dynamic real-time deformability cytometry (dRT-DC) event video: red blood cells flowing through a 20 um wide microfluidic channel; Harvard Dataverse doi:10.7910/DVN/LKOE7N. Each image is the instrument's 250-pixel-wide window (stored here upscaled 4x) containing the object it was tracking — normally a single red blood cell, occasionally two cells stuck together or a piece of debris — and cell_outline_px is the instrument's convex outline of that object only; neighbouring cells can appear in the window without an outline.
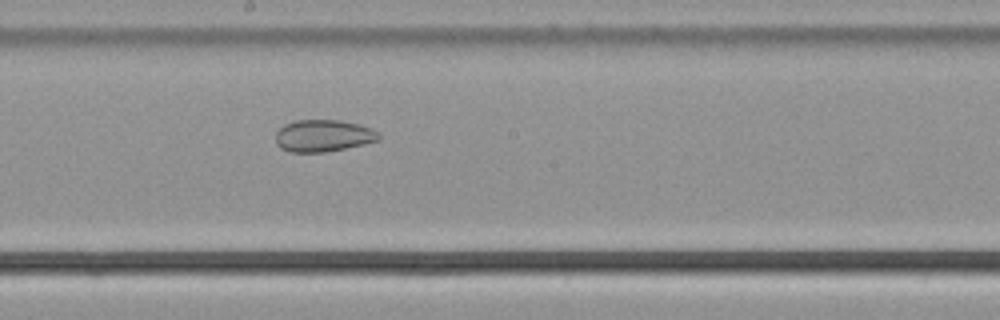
{"species": "common noctule bat (a hibernating species)", "species_latin": "Nyctalus noctula", "temperature_condition": "cold", "stored_images_in_passage": 48, "camera_frame_rate_fps": 3000, "um_per_image_px": 0.085, "animal": {"sex": "male", "body_mass_g": 21.5, "forearm_length_mm": 52.0}, "frame": {"image": 1, "passage_image": 28, "time_ms": 9.0, "image_size_px": [1000, 320], "cell_outline_px": [[380, 140], [364, 144], [324, 152], [288, 152], [280, 148], [276, 144], [276, 132], [284, 124], [296, 120], [340, 120], [360, 124], [372, 128], [380, 136]], "centroid_in_image_um": [27.46, 11.53], "position_along_channel_um": 220.7, "area_um2": 19.31}}
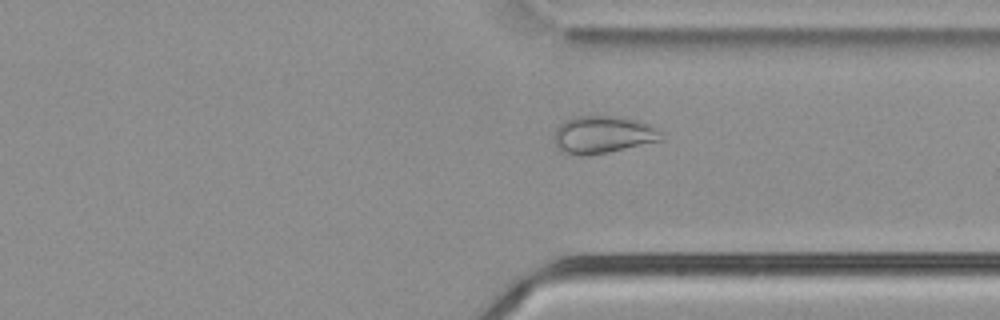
{"frame": {"image": 2, "passage_image": 39, "time_ms": 12.667, "image_size_px": [1000, 320], "cell_outline_px": [[664, 140], [608, 152], [564, 152], [556, 148], [552, 140], [556, 128], [564, 120], [572, 116], [612, 116], [636, 120], [648, 124], [660, 132], [664, 136]], "centroid_in_image_um": [51.24, 11.41], "position_along_channel_um": 360.2, "area_um2": 22.83}}
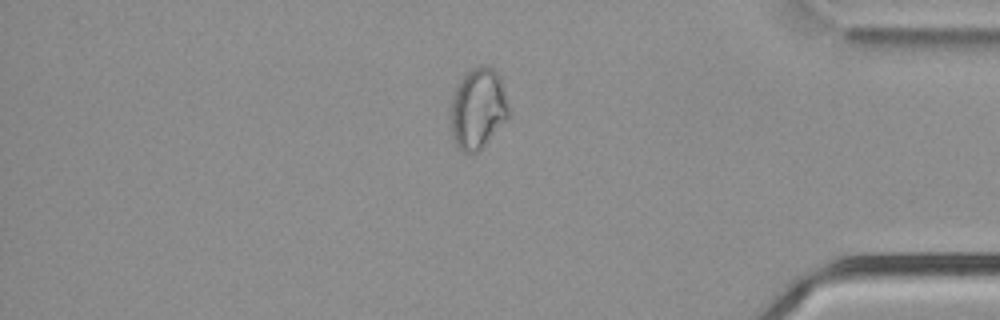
{"frame": {"image": 3, "passage_image": 44, "time_ms": 14.333, "image_size_px": [1000, 320], "cell_outline_px": [[508, 120], [476, 152], [464, 152], [456, 144], [452, 136], [448, 116], [448, 112], [452, 96], [456, 84], [472, 68], [480, 64], [488, 64], [500, 76], [504, 88], [508, 104]], "centroid_in_image_um": [40.59, 9.19], "position_along_channel_um": 394.6, "area_um2": 27.74}, "authors_computed_cell_mechanics": {"area_um2": 25.0852, "velocity_mm_per_s": 3.7812, "shape_relaxation_time_tau1_ms": null, "shape_relaxation_time_tau2_ms": 3.7481, "deformation_change_tau1": null, "deformation_change_tau2": 0.0873}}